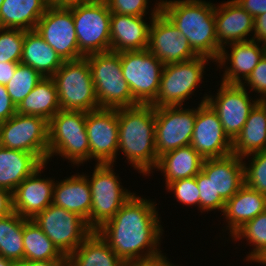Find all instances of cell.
I'll list each match as a JSON object with an SVG mask.
<instances>
[{
	"mask_svg": "<svg viewBox=\"0 0 266 266\" xmlns=\"http://www.w3.org/2000/svg\"><path fill=\"white\" fill-rule=\"evenodd\" d=\"M131 266H179V265H174V263L169 261V259L167 260L166 255H163L162 253L157 257L144 260L142 262L136 263Z\"/></svg>",
	"mask_w": 266,
	"mask_h": 266,
	"instance_id": "c3c4849f",
	"label": "cell"
},
{
	"mask_svg": "<svg viewBox=\"0 0 266 266\" xmlns=\"http://www.w3.org/2000/svg\"><path fill=\"white\" fill-rule=\"evenodd\" d=\"M263 44H264L265 54H266V41Z\"/></svg>",
	"mask_w": 266,
	"mask_h": 266,
	"instance_id": "db71d44e",
	"label": "cell"
},
{
	"mask_svg": "<svg viewBox=\"0 0 266 266\" xmlns=\"http://www.w3.org/2000/svg\"><path fill=\"white\" fill-rule=\"evenodd\" d=\"M25 30L0 27V63L21 62Z\"/></svg>",
	"mask_w": 266,
	"mask_h": 266,
	"instance_id": "74e56055",
	"label": "cell"
},
{
	"mask_svg": "<svg viewBox=\"0 0 266 266\" xmlns=\"http://www.w3.org/2000/svg\"><path fill=\"white\" fill-rule=\"evenodd\" d=\"M195 177L200 192V212L216 209L223 212L226 201L220 195L215 194L211 180L202 170Z\"/></svg>",
	"mask_w": 266,
	"mask_h": 266,
	"instance_id": "ab89813d",
	"label": "cell"
},
{
	"mask_svg": "<svg viewBox=\"0 0 266 266\" xmlns=\"http://www.w3.org/2000/svg\"><path fill=\"white\" fill-rule=\"evenodd\" d=\"M3 2H4V0H0V7H1V5H2Z\"/></svg>",
	"mask_w": 266,
	"mask_h": 266,
	"instance_id": "11a10c76",
	"label": "cell"
},
{
	"mask_svg": "<svg viewBox=\"0 0 266 266\" xmlns=\"http://www.w3.org/2000/svg\"><path fill=\"white\" fill-rule=\"evenodd\" d=\"M168 192H173L178 202L186 206L197 205L200 210V192L197 186L196 177L179 179L165 185Z\"/></svg>",
	"mask_w": 266,
	"mask_h": 266,
	"instance_id": "f35d334b",
	"label": "cell"
},
{
	"mask_svg": "<svg viewBox=\"0 0 266 266\" xmlns=\"http://www.w3.org/2000/svg\"><path fill=\"white\" fill-rule=\"evenodd\" d=\"M217 92L215 96L208 95L206 102L218 114L226 135L233 142L246 123L250 111L260 100H252L241 84L221 82Z\"/></svg>",
	"mask_w": 266,
	"mask_h": 266,
	"instance_id": "9a60e30c",
	"label": "cell"
},
{
	"mask_svg": "<svg viewBox=\"0 0 266 266\" xmlns=\"http://www.w3.org/2000/svg\"><path fill=\"white\" fill-rule=\"evenodd\" d=\"M54 155L77 166L90 160L85 111L59 110L49 120L48 162Z\"/></svg>",
	"mask_w": 266,
	"mask_h": 266,
	"instance_id": "277c9868",
	"label": "cell"
},
{
	"mask_svg": "<svg viewBox=\"0 0 266 266\" xmlns=\"http://www.w3.org/2000/svg\"><path fill=\"white\" fill-rule=\"evenodd\" d=\"M118 130L117 155L121 151L128 163L140 174H151L158 161L155 148V108L150 104L118 108Z\"/></svg>",
	"mask_w": 266,
	"mask_h": 266,
	"instance_id": "7a4b0ae2",
	"label": "cell"
},
{
	"mask_svg": "<svg viewBox=\"0 0 266 266\" xmlns=\"http://www.w3.org/2000/svg\"><path fill=\"white\" fill-rule=\"evenodd\" d=\"M49 5V0H4L0 7V27L35 30Z\"/></svg>",
	"mask_w": 266,
	"mask_h": 266,
	"instance_id": "f546056e",
	"label": "cell"
},
{
	"mask_svg": "<svg viewBox=\"0 0 266 266\" xmlns=\"http://www.w3.org/2000/svg\"><path fill=\"white\" fill-rule=\"evenodd\" d=\"M214 17L216 37L221 49L230 43L252 40L249 35L253 34L254 18L235 0L215 5Z\"/></svg>",
	"mask_w": 266,
	"mask_h": 266,
	"instance_id": "44dd1931",
	"label": "cell"
},
{
	"mask_svg": "<svg viewBox=\"0 0 266 266\" xmlns=\"http://www.w3.org/2000/svg\"><path fill=\"white\" fill-rule=\"evenodd\" d=\"M161 12L188 40L198 56L216 62L221 48L215 26V4L205 0H159Z\"/></svg>",
	"mask_w": 266,
	"mask_h": 266,
	"instance_id": "3957f363",
	"label": "cell"
},
{
	"mask_svg": "<svg viewBox=\"0 0 266 266\" xmlns=\"http://www.w3.org/2000/svg\"><path fill=\"white\" fill-rule=\"evenodd\" d=\"M196 108L183 106L155 108V148L157 156L190 145Z\"/></svg>",
	"mask_w": 266,
	"mask_h": 266,
	"instance_id": "2e32d148",
	"label": "cell"
},
{
	"mask_svg": "<svg viewBox=\"0 0 266 266\" xmlns=\"http://www.w3.org/2000/svg\"><path fill=\"white\" fill-rule=\"evenodd\" d=\"M24 261H69L32 219L24 218Z\"/></svg>",
	"mask_w": 266,
	"mask_h": 266,
	"instance_id": "d6a6232c",
	"label": "cell"
},
{
	"mask_svg": "<svg viewBox=\"0 0 266 266\" xmlns=\"http://www.w3.org/2000/svg\"><path fill=\"white\" fill-rule=\"evenodd\" d=\"M157 5V6H156ZM151 10L147 49L164 65L191 60L198 55L181 31L161 12V3Z\"/></svg>",
	"mask_w": 266,
	"mask_h": 266,
	"instance_id": "4fadbf2b",
	"label": "cell"
},
{
	"mask_svg": "<svg viewBox=\"0 0 266 266\" xmlns=\"http://www.w3.org/2000/svg\"><path fill=\"white\" fill-rule=\"evenodd\" d=\"M43 77L32 67L19 63L13 78L6 84L10 99L17 107Z\"/></svg>",
	"mask_w": 266,
	"mask_h": 266,
	"instance_id": "d590c367",
	"label": "cell"
},
{
	"mask_svg": "<svg viewBox=\"0 0 266 266\" xmlns=\"http://www.w3.org/2000/svg\"><path fill=\"white\" fill-rule=\"evenodd\" d=\"M59 110L57 88L52 77H43L17 106V113L40 116L49 121Z\"/></svg>",
	"mask_w": 266,
	"mask_h": 266,
	"instance_id": "4dcf8cb0",
	"label": "cell"
},
{
	"mask_svg": "<svg viewBox=\"0 0 266 266\" xmlns=\"http://www.w3.org/2000/svg\"><path fill=\"white\" fill-rule=\"evenodd\" d=\"M0 266H16V263L12 260L0 257Z\"/></svg>",
	"mask_w": 266,
	"mask_h": 266,
	"instance_id": "816d5d0a",
	"label": "cell"
},
{
	"mask_svg": "<svg viewBox=\"0 0 266 266\" xmlns=\"http://www.w3.org/2000/svg\"><path fill=\"white\" fill-rule=\"evenodd\" d=\"M86 131L90 160L97 164L113 163L118 150V109L99 108L86 112Z\"/></svg>",
	"mask_w": 266,
	"mask_h": 266,
	"instance_id": "ac0fdd59",
	"label": "cell"
},
{
	"mask_svg": "<svg viewBox=\"0 0 266 266\" xmlns=\"http://www.w3.org/2000/svg\"><path fill=\"white\" fill-rule=\"evenodd\" d=\"M48 128L49 121L45 118L16 112L0 123L1 146L35 154L48 163Z\"/></svg>",
	"mask_w": 266,
	"mask_h": 266,
	"instance_id": "7c38bea8",
	"label": "cell"
},
{
	"mask_svg": "<svg viewBox=\"0 0 266 266\" xmlns=\"http://www.w3.org/2000/svg\"><path fill=\"white\" fill-rule=\"evenodd\" d=\"M253 18L266 13V0H235Z\"/></svg>",
	"mask_w": 266,
	"mask_h": 266,
	"instance_id": "ee69618b",
	"label": "cell"
},
{
	"mask_svg": "<svg viewBox=\"0 0 266 266\" xmlns=\"http://www.w3.org/2000/svg\"><path fill=\"white\" fill-rule=\"evenodd\" d=\"M134 194L97 233L127 265L161 255L163 226L156 202ZM160 250V251H159Z\"/></svg>",
	"mask_w": 266,
	"mask_h": 266,
	"instance_id": "6da1fadb",
	"label": "cell"
},
{
	"mask_svg": "<svg viewBox=\"0 0 266 266\" xmlns=\"http://www.w3.org/2000/svg\"><path fill=\"white\" fill-rule=\"evenodd\" d=\"M203 162L204 158L188 145L159 156L155 169L161 171L167 185L179 179L196 176L202 170Z\"/></svg>",
	"mask_w": 266,
	"mask_h": 266,
	"instance_id": "f1b7e54d",
	"label": "cell"
},
{
	"mask_svg": "<svg viewBox=\"0 0 266 266\" xmlns=\"http://www.w3.org/2000/svg\"><path fill=\"white\" fill-rule=\"evenodd\" d=\"M243 159L230 154L221 158L204 159L202 171L211 180L216 195L225 201L244 185Z\"/></svg>",
	"mask_w": 266,
	"mask_h": 266,
	"instance_id": "7402d4cb",
	"label": "cell"
},
{
	"mask_svg": "<svg viewBox=\"0 0 266 266\" xmlns=\"http://www.w3.org/2000/svg\"><path fill=\"white\" fill-rule=\"evenodd\" d=\"M52 78L61 110L89 112L100 108L86 56L64 61Z\"/></svg>",
	"mask_w": 266,
	"mask_h": 266,
	"instance_id": "8992f818",
	"label": "cell"
},
{
	"mask_svg": "<svg viewBox=\"0 0 266 266\" xmlns=\"http://www.w3.org/2000/svg\"><path fill=\"white\" fill-rule=\"evenodd\" d=\"M206 94L196 108L190 145L204 158H221L232 154V141L226 135L218 114L206 102Z\"/></svg>",
	"mask_w": 266,
	"mask_h": 266,
	"instance_id": "e0dca14e",
	"label": "cell"
},
{
	"mask_svg": "<svg viewBox=\"0 0 266 266\" xmlns=\"http://www.w3.org/2000/svg\"><path fill=\"white\" fill-rule=\"evenodd\" d=\"M16 266H69V261H47V260L23 261L17 263Z\"/></svg>",
	"mask_w": 266,
	"mask_h": 266,
	"instance_id": "681fc988",
	"label": "cell"
},
{
	"mask_svg": "<svg viewBox=\"0 0 266 266\" xmlns=\"http://www.w3.org/2000/svg\"><path fill=\"white\" fill-rule=\"evenodd\" d=\"M32 220L66 257L93 232L81 216L54 204H50Z\"/></svg>",
	"mask_w": 266,
	"mask_h": 266,
	"instance_id": "8fae6325",
	"label": "cell"
},
{
	"mask_svg": "<svg viewBox=\"0 0 266 266\" xmlns=\"http://www.w3.org/2000/svg\"><path fill=\"white\" fill-rule=\"evenodd\" d=\"M150 22L144 17L111 13L110 41L112 52L140 51L148 47Z\"/></svg>",
	"mask_w": 266,
	"mask_h": 266,
	"instance_id": "603a6c76",
	"label": "cell"
},
{
	"mask_svg": "<svg viewBox=\"0 0 266 266\" xmlns=\"http://www.w3.org/2000/svg\"><path fill=\"white\" fill-rule=\"evenodd\" d=\"M87 174H74L56 181L52 204L81 216L90 228L91 189Z\"/></svg>",
	"mask_w": 266,
	"mask_h": 266,
	"instance_id": "cb8c5ba5",
	"label": "cell"
},
{
	"mask_svg": "<svg viewBox=\"0 0 266 266\" xmlns=\"http://www.w3.org/2000/svg\"><path fill=\"white\" fill-rule=\"evenodd\" d=\"M24 218L16 212L0 218V257L14 261H24L23 245Z\"/></svg>",
	"mask_w": 266,
	"mask_h": 266,
	"instance_id": "836d02e7",
	"label": "cell"
},
{
	"mask_svg": "<svg viewBox=\"0 0 266 266\" xmlns=\"http://www.w3.org/2000/svg\"><path fill=\"white\" fill-rule=\"evenodd\" d=\"M68 259L69 266H127L97 231H93Z\"/></svg>",
	"mask_w": 266,
	"mask_h": 266,
	"instance_id": "1f68e13d",
	"label": "cell"
},
{
	"mask_svg": "<svg viewBox=\"0 0 266 266\" xmlns=\"http://www.w3.org/2000/svg\"><path fill=\"white\" fill-rule=\"evenodd\" d=\"M79 51L84 55L111 51V12L105 0L72 4Z\"/></svg>",
	"mask_w": 266,
	"mask_h": 266,
	"instance_id": "9c48e42d",
	"label": "cell"
},
{
	"mask_svg": "<svg viewBox=\"0 0 266 266\" xmlns=\"http://www.w3.org/2000/svg\"><path fill=\"white\" fill-rule=\"evenodd\" d=\"M111 13L145 17L149 0H105Z\"/></svg>",
	"mask_w": 266,
	"mask_h": 266,
	"instance_id": "60d3db41",
	"label": "cell"
},
{
	"mask_svg": "<svg viewBox=\"0 0 266 266\" xmlns=\"http://www.w3.org/2000/svg\"><path fill=\"white\" fill-rule=\"evenodd\" d=\"M63 62L36 30H25L21 64L32 67L42 77H52Z\"/></svg>",
	"mask_w": 266,
	"mask_h": 266,
	"instance_id": "83f0119b",
	"label": "cell"
},
{
	"mask_svg": "<svg viewBox=\"0 0 266 266\" xmlns=\"http://www.w3.org/2000/svg\"><path fill=\"white\" fill-rule=\"evenodd\" d=\"M266 210V195L243 185L239 191L225 202L223 216L226 219V229L232 236L246 222Z\"/></svg>",
	"mask_w": 266,
	"mask_h": 266,
	"instance_id": "d4e9b609",
	"label": "cell"
},
{
	"mask_svg": "<svg viewBox=\"0 0 266 266\" xmlns=\"http://www.w3.org/2000/svg\"><path fill=\"white\" fill-rule=\"evenodd\" d=\"M35 30L63 61L85 57L79 51L72 5L56 6L50 4L37 22Z\"/></svg>",
	"mask_w": 266,
	"mask_h": 266,
	"instance_id": "5bb4252c",
	"label": "cell"
},
{
	"mask_svg": "<svg viewBox=\"0 0 266 266\" xmlns=\"http://www.w3.org/2000/svg\"><path fill=\"white\" fill-rule=\"evenodd\" d=\"M266 150V101L250 111L241 132L232 142V154L241 158Z\"/></svg>",
	"mask_w": 266,
	"mask_h": 266,
	"instance_id": "4316f807",
	"label": "cell"
},
{
	"mask_svg": "<svg viewBox=\"0 0 266 266\" xmlns=\"http://www.w3.org/2000/svg\"><path fill=\"white\" fill-rule=\"evenodd\" d=\"M94 0H49L50 4L56 6H69L76 3H86Z\"/></svg>",
	"mask_w": 266,
	"mask_h": 266,
	"instance_id": "f907efd6",
	"label": "cell"
},
{
	"mask_svg": "<svg viewBox=\"0 0 266 266\" xmlns=\"http://www.w3.org/2000/svg\"><path fill=\"white\" fill-rule=\"evenodd\" d=\"M122 74L133 98L151 104L157 97L164 64L148 49L120 52Z\"/></svg>",
	"mask_w": 266,
	"mask_h": 266,
	"instance_id": "30bf717a",
	"label": "cell"
},
{
	"mask_svg": "<svg viewBox=\"0 0 266 266\" xmlns=\"http://www.w3.org/2000/svg\"><path fill=\"white\" fill-rule=\"evenodd\" d=\"M258 263L263 264L265 266L266 265V256H264V258L261 259Z\"/></svg>",
	"mask_w": 266,
	"mask_h": 266,
	"instance_id": "f5cc1de1",
	"label": "cell"
},
{
	"mask_svg": "<svg viewBox=\"0 0 266 266\" xmlns=\"http://www.w3.org/2000/svg\"><path fill=\"white\" fill-rule=\"evenodd\" d=\"M46 166H40L12 192L13 211L23 218L33 219L52 204L55 179L41 178Z\"/></svg>",
	"mask_w": 266,
	"mask_h": 266,
	"instance_id": "d6986e66",
	"label": "cell"
},
{
	"mask_svg": "<svg viewBox=\"0 0 266 266\" xmlns=\"http://www.w3.org/2000/svg\"><path fill=\"white\" fill-rule=\"evenodd\" d=\"M208 57L198 56L188 61L164 65L160 88L155 100L150 104L157 107L183 106L197 86L203 81Z\"/></svg>",
	"mask_w": 266,
	"mask_h": 266,
	"instance_id": "ba28073f",
	"label": "cell"
},
{
	"mask_svg": "<svg viewBox=\"0 0 266 266\" xmlns=\"http://www.w3.org/2000/svg\"><path fill=\"white\" fill-rule=\"evenodd\" d=\"M17 112V107L10 99L5 85L0 84V123L7 121Z\"/></svg>",
	"mask_w": 266,
	"mask_h": 266,
	"instance_id": "7bdbcfd3",
	"label": "cell"
},
{
	"mask_svg": "<svg viewBox=\"0 0 266 266\" xmlns=\"http://www.w3.org/2000/svg\"><path fill=\"white\" fill-rule=\"evenodd\" d=\"M43 164L35 154L0 146V187L13 192Z\"/></svg>",
	"mask_w": 266,
	"mask_h": 266,
	"instance_id": "484cf974",
	"label": "cell"
},
{
	"mask_svg": "<svg viewBox=\"0 0 266 266\" xmlns=\"http://www.w3.org/2000/svg\"><path fill=\"white\" fill-rule=\"evenodd\" d=\"M246 158L251 160L248 161L249 164L243 161L244 184L266 195V150L247 155L242 159Z\"/></svg>",
	"mask_w": 266,
	"mask_h": 266,
	"instance_id": "8d00e7d4",
	"label": "cell"
},
{
	"mask_svg": "<svg viewBox=\"0 0 266 266\" xmlns=\"http://www.w3.org/2000/svg\"><path fill=\"white\" fill-rule=\"evenodd\" d=\"M19 63L16 62H1L0 63V84L5 85L13 78L16 67Z\"/></svg>",
	"mask_w": 266,
	"mask_h": 266,
	"instance_id": "7dc6e473",
	"label": "cell"
},
{
	"mask_svg": "<svg viewBox=\"0 0 266 266\" xmlns=\"http://www.w3.org/2000/svg\"><path fill=\"white\" fill-rule=\"evenodd\" d=\"M113 167V163H96L92 175L86 176L92 198L90 209V229L92 231H97L111 220L135 194L121 185L119 175L114 172Z\"/></svg>",
	"mask_w": 266,
	"mask_h": 266,
	"instance_id": "52a82bcc",
	"label": "cell"
},
{
	"mask_svg": "<svg viewBox=\"0 0 266 266\" xmlns=\"http://www.w3.org/2000/svg\"><path fill=\"white\" fill-rule=\"evenodd\" d=\"M86 57L100 108L118 109L139 104L123 77L120 53L108 51Z\"/></svg>",
	"mask_w": 266,
	"mask_h": 266,
	"instance_id": "5b68a950",
	"label": "cell"
},
{
	"mask_svg": "<svg viewBox=\"0 0 266 266\" xmlns=\"http://www.w3.org/2000/svg\"><path fill=\"white\" fill-rule=\"evenodd\" d=\"M260 44H262L261 47ZM228 45L231 48V52L228 53V50L222 48L220 56L215 63L217 64V68L219 66V69L226 67L224 69L225 71H223L221 82L227 84H242L243 80L245 81L249 77L253 69L264 56V44L252 39L230 43L226 46ZM228 63L230 67L227 66Z\"/></svg>",
	"mask_w": 266,
	"mask_h": 266,
	"instance_id": "ffe728a7",
	"label": "cell"
},
{
	"mask_svg": "<svg viewBox=\"0 0 266 266\" xmlns=\"http://www.w3.org/2000/svg\"><path fill=\"white\" fill-rule=\"evenodd\" d=\"M241 85L244 88L249 86V90L255 91L257 94L259 93V96L261 95V97H258L260 101H266V54H264L252 73Z\"/></svg>",
	"mask_w": 266,
	"mask_h": 266,
	"instance_id": "b9f144b4",
	"label": "cell"
},
{
	"mask_svg": "<svg viewBox=\"0 0 266 266\" xmlns=\"http://www.w3.org/2000/svg\"><path fill=\"white\" fill-rule=\"evenodd\" d=\"M231 237L232 241L246 239L247 244L254 248L246 255L245 260L258 263L266 256V210L246 222Z\"/></svg>",
	"mask_w": 266,
	"mask_h": 266,
	"instance_id": "e575fe53",
	"label": "cell"
},
{
	"mask_svg": "<svg viewBox=\"0 0 266 266\" xmlns=\"http://www.w3.org/2000/svg\"><path fill=\"white\" fill-rule=\"evenodd\" d=\"M12 192L0 187V218L13 213Z\"/></svg>",
	"mask_w": 266,
	"mask_h": 266,
	"instance_id": "bcb514c9",
	"label": "cell"
},
{
	"mask_svg": "<svg viewBox=\"0 0 266 266\" xmlns=\"http://www.w3.org/2000/svg\"><path fill=\"white\" fill-rule=\"evenodd\" d=\"M253 35L251 39L264 43L266 41V13L254 18Z\"/></svg>",
	"mask_w": 266,
	"mask_h": 266,
	"instance_id": "f6af8a7d",
	"label": "cell"
}]
</instances>
